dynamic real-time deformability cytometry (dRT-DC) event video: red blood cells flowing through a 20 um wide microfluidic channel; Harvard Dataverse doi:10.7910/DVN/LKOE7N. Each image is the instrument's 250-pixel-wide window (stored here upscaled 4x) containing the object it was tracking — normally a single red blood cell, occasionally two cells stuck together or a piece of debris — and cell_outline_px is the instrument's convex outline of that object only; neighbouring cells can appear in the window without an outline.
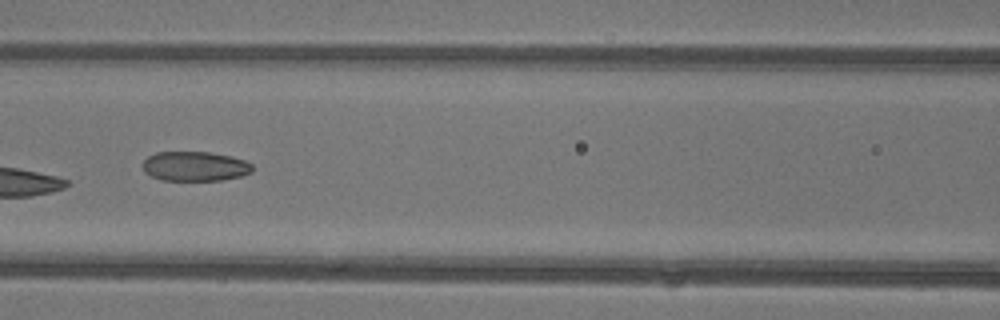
{"species": "common noctule bat (a hibernating species)", "species_latin": "Nyctalus noctula", "temperature_condition": "warm", "stored_images_in_passage": 7, "camera_frame_rate_fps": 3000, "um_per_image_px": 0.085, "animal": {"sex": "female"}, "frame": {"image": 1, "passage_image": 6, "time_ms": 1.667, "image_size_px": [1000, 320], "cell_outline_px": [[252, 172], [240, 176], [220, 180], [160, 180], [144, 172], [144, 160], [148, 156], [156, 152], [208, 152], [232, 156], [244, 160], [252, 164]], "centroid_in_image_um": [16.57, 14.13], "position_along_channel_um": 150.0, "area_um2": 18.84}}
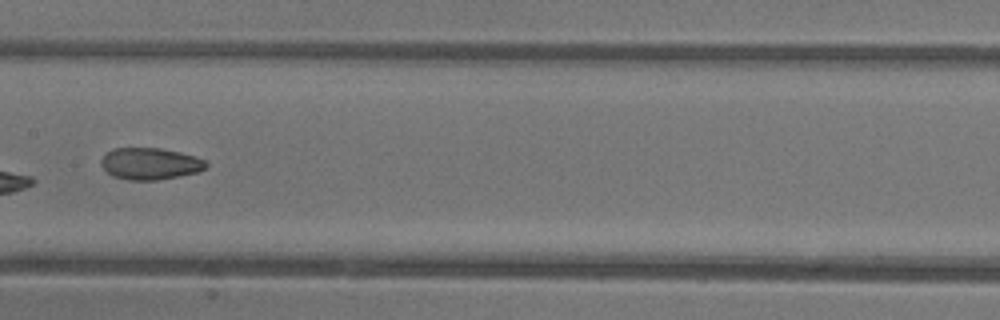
{"frame": {"image": 2, "passage_image": 7, "time_ms": 2.0, "image_size_px": [1000, 320], "cell_outline_px": [[208, 164], [200, 172], [180, 176], [156, 180], [128, 180], [112, 176], [100, 164], [100, 160], [112, 148], [160, 148], [180, 152], [204, 160]], "centroid_in_image_um": [12.75, 13.92], "position_along_channel_um": 194.7, "area_um2": 19.36}}